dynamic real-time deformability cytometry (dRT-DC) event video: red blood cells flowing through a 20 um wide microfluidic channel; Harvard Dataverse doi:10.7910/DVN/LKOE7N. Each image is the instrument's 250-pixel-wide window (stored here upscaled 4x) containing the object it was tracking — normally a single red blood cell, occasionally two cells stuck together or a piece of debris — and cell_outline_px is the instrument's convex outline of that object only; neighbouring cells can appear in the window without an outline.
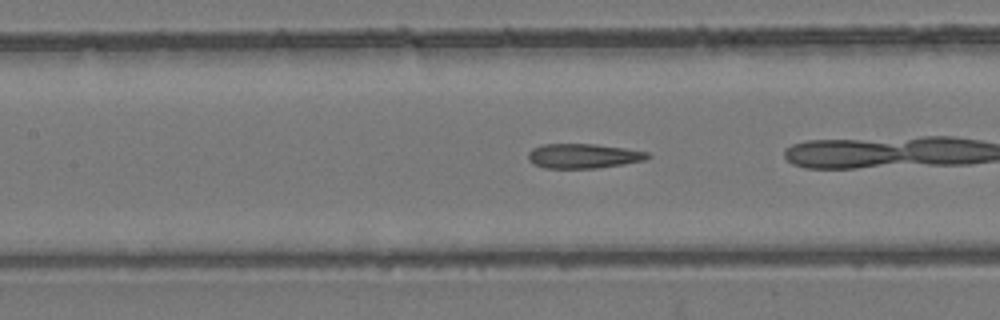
{"species": "common noctule bat (a hibernating species)", "species_latin": "Nyctalus noctula", "temperature_condition": "room temperature", "stored_images_in_passage": 21, "camera_frame_rate_fps": 3000, "um_per_image_px": 0.085, "animal": {"sex": "female", "body_mass_g": 24.6, "forearm_length_mm": 56.2}, "frame": {"image": 1, "passage_image": 4, "time_ms": 1.0, "image_size_px": [1000, 320], "cell_outline_px": [[652, 156], [644, 160], [624, 164], [596, 168], [544, 168], [532, 164], [528, 160], [528, 152], [532, 148], [540, 144], [596, 144], [624, 148], [648, 152]], "centroid_in_image_um": [49.55, 13.25], "position_along_channel_um": 157.9, "area_um2": 17.28}}
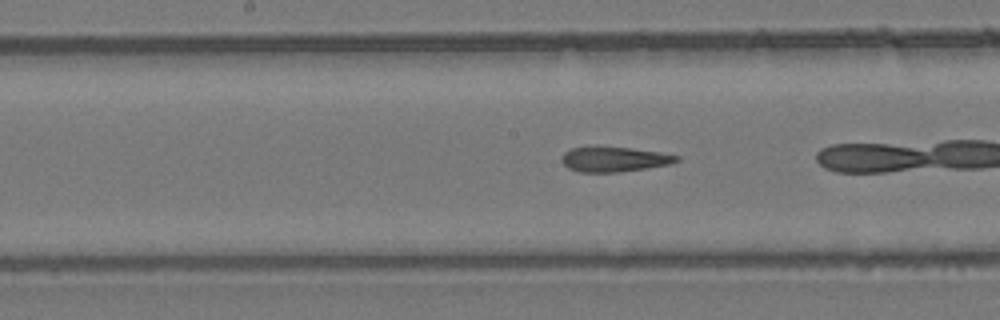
{"frame": {"image": 2, "passage_image": 7, "time_ms": 2.0, "image_size_px": [1000, 320], "cell_outline_px": [[680, 160], [668, 164], [644, 168], [616, 172], [580, 172], [568, 168], [560, 160], [564, 152], [572, 148], [596, 144], [632, 148], [660, 152], [680, 156]], "centroid_in_image_um": [52.14, 13.49], "position_along_channel_um": 196.1, "area_um2": 17.11}}